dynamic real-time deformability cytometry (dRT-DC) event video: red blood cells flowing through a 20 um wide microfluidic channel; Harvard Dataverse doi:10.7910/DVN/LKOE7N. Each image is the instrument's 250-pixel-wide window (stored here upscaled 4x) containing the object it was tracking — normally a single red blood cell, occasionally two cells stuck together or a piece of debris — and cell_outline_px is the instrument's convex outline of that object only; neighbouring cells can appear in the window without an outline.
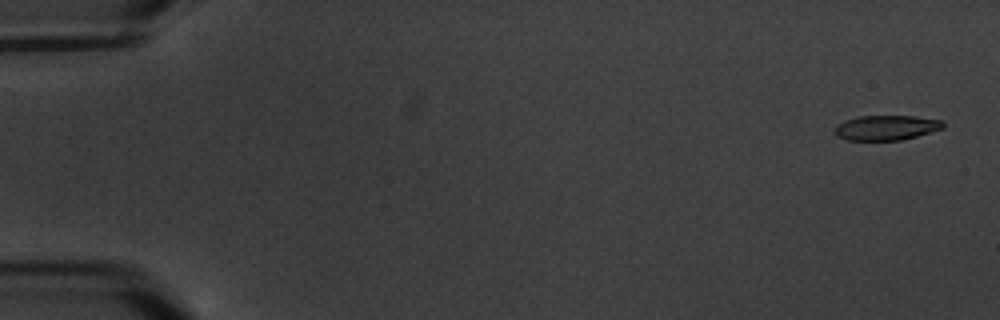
{"species": "common noctule bat (a hibernating species)", "species_latin": "Nyctalus noctula", "temperature_condition": "warm", "stored_images_in_passage": 8, "camera_frame_rate_fps": 3000, "um_per_image_px": 0.085, "animal": {"sex": "male", "body_mass_g": 20.1, "forearm_length_mm": 53.5}, "frame": {"image": 1, "passage_image": 1, "time_ms": 0.0, "image_size_px": [1000, 320], "cell_outline_px": [[944, 128], [916, 136], [900, 140], [848, 140], [836, 136], [836, 124], [844, 120], [860, 116], [912, 116], [940, 120], [944, 124]], "centroid_in_image_um": [75.3, 10.85], "position_along_channel_um": 9.7, "area_um2": 15.55}}
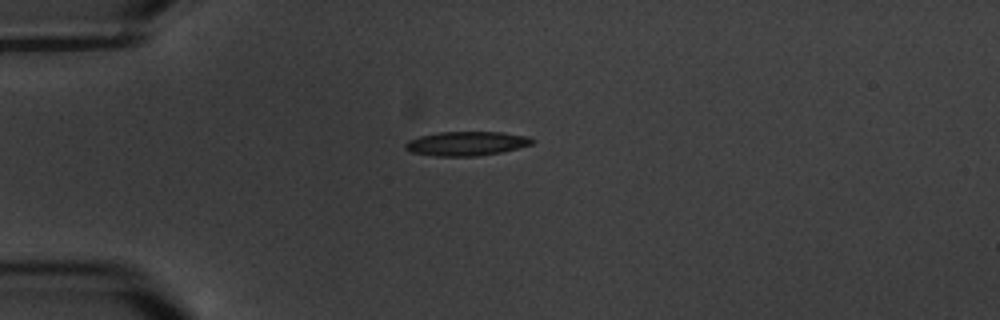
{"frame": {"image": 2, "passage_image": 5, "time_ms": 4.667, "image_size_px": [1000, 320], "cell_outline_px": [[536, 140], [532, 144], [500, 152], [476, 156], [436, 156], [412, 152], [404, 148], [404, 144], [408, 140], [420, 136], [440, 132], [500, 132], [528, 136]], "centroid_in_image_um": [39.64, 12.19], "position_along_channel_um": 45.4, "area_um2": 17.74}}
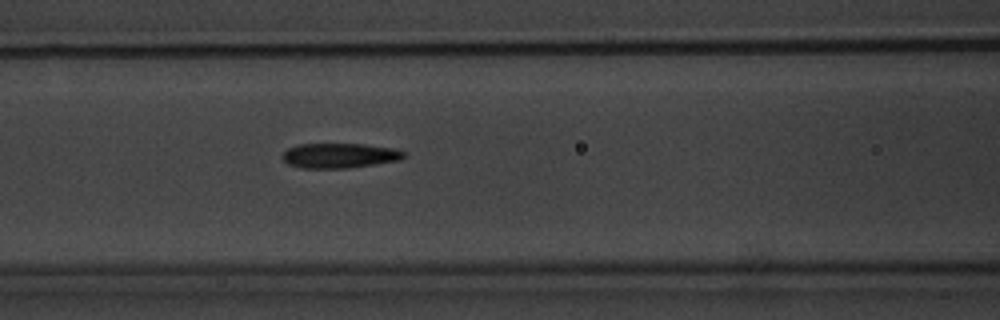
{"frame": {"image": 3, "passage_image": 8, "time_ms": 8.0, "image_size_px": [1000, 320], "cell_outline_px": [[404, 156], [400, 160], [348, 168], [300, 168], [288, 164], [284, 160], [284, 152], [288, 148], [300, 144], [364, 144], [392, 148], [404, 152]], "centroid_in_image_um": [28.85, 13.23], "position_along_channel_um": 137.8, "area_um2": 17.4}}